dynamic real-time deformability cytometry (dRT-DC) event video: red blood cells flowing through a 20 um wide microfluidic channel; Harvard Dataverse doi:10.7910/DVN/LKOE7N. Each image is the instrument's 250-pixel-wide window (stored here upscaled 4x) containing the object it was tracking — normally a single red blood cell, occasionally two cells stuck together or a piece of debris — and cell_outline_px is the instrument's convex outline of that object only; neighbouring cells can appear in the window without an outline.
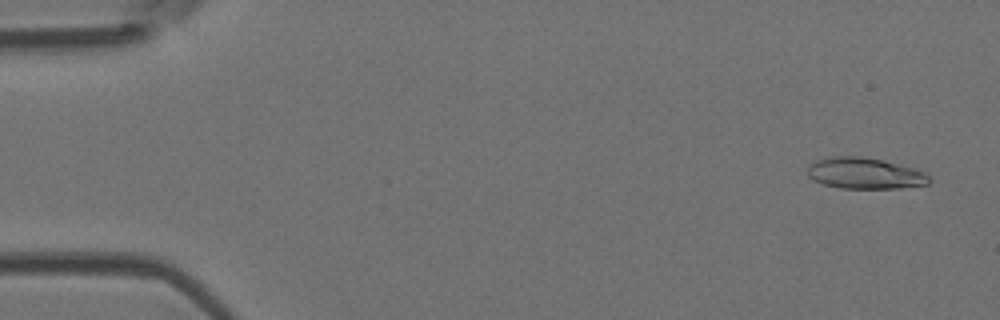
{"species": "Egyptian fruit bat (a non-hibernating species)", "species_latin": "Rousettus aegyptiacus", "temperature_condition": "room temperature", "stored_images_in_passage": 53, "camera_frame_rate_fps": 3000, "um_per_image_px": 0.085, "animal": {"sex": "female"}, "frame": {"image": 1, "passage_image": 3, "time_ms": 0.667, "image_size_px": [1000, 320], "cell_outline_px": [[928, 184], [900, 188], [840, 188], [824, 184], [812, 180], [808, 176], [808, 168], [812, 164], [820, 160], [832, 156], [860, 156], [880, 160], [912, 168], [924, 172], [928, 176]], "centroid_in_image_um": [73.48, 14.74], "position_along_channel_um": 11.5, "area_um2": 21.62}}
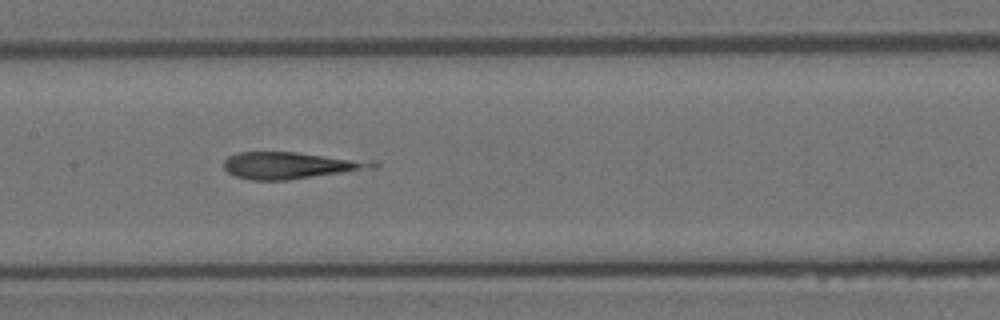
{"frame": {"image": 2, "passage_image": 26, "time_ms": 8.333, "image_size_px": [1000, 320], "cell_outline_px": [[380, 164], [376, 168], [288, 180], [248, 180], [236, 176], [228, 172], [224, 168], [224, 160], [228, 156], [236, 152], [296, 152], [376, 160]], "centroid_in_image_um": [24.76, 14.05], "position_along_channel_um": 182.6, "area_um2": 23.64}}
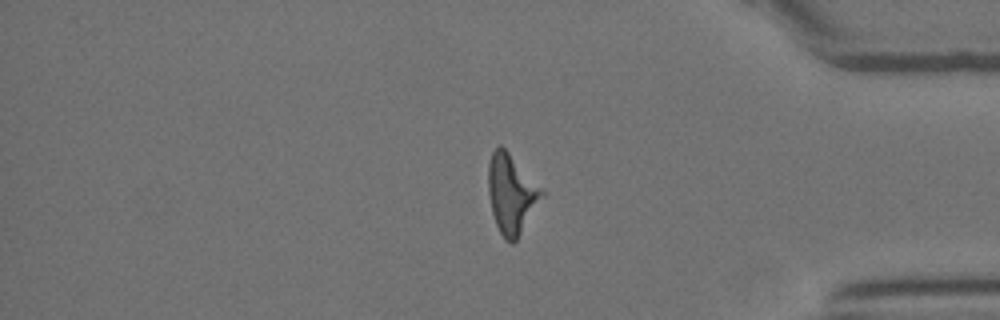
{"frame": {"image": 3, "passage_image": 44, "time_ms": 14.333, "image_size_px": [1000, 320], "cell_outline_px": [[544, 196], [516, 240], [512, 244], [504, 240], [496, 224], [492, 212], [488, 192], [488, 164], [492, 152], [500, 144], [544, 188]], "centroid_in_image_um": [43.48, 16.48], "position_along_channel_um": 391.7, "area_um2": 24.74}}